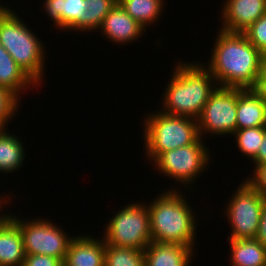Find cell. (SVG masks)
Instances as JSON below:
<instances>
[{"mask_svg":"<svg viewBox=\"0 0 266 266\" xmlns=\"http://www.w3.org/2000/svg\"><path fill=\"white\" fill-rule=\"evenodd\" d=\"M214 43L205 67L218 87L254 89L259 77L262 52L240 32L220 29Z\"/></svg>","mask_w":266,"mask_h":266,"instance_id":"cell-1","label":"cell"},{"mask_svg":"<svg viewBox=\"0 0 266 266\" xmlns=\"http://www.w3.org/2000/svg\"><path fill=\"white\" fill-rule=\"evenodd\" d=\"M252 163H254V165L266 163V132L263 141L261 143L260 149L258 151V154L256 158L252 161Z\"/></svg>","mask_w":266,"mask_h":266,"instance_id":"cell-31","label":"cell"},{"mask_svg":"<svg viewBox=\"0 0 266 266\" xmlns=\"http://www.w3.org/2000/svg\"><path fill=\"white\" fill-rule=\"evenodd\" d=\"M33 86V87H32ZM0 87L12 92L19 100L24 93L39 85L15 62L8 51L0 44Z\"/></svg>","mask_w":266,"mask_h":266,"instance_id":"cell-17","label":"cell"},{"mask_svg":"<svg viewBox=\"0 0 266 266\" xmlns=\"http://www.w3.org/2000/svg\"><path fill=\"white\" fill-rule=\"evenodd\" d=\"M6 195H7V194H5V195H0V202H1L4 198H11V195H10V196L7 195V197H6Z\"/></svg>","mask_w":266,"mask_h":266,"instance_id":"cell-34","label":"cell"},{"mask_svg":"<svg viewBox=\"0 0 266 266\" xmlns=\"http://www.w3.org/2000/svg\"><path fill=\"white\" fill-rule=\"evenodd\" d=\"M261 52L266 48V13L242 32Z\"/></svg>","mask_w":266,"mask_h":266,"instance_id":"cell-26","label":"cell"},{"mask_svg":"<svg viewBox=\"0 0 266 266\" xmlns=\"http://www.w3.org/2000/svg\"><path fill=\"white\" fill-rule=\"evenodd\" d=\"M126 205L109 219L102 237L105 244L144 251L152 242L147 203Z\"/></svg>","mask_w":266,"mask_h":266,"instance_id":"cell-6","label":"cell"},{"mask_svg":"<svg viewBox=\"0 0 266 266\" xmlns=\"http://www.w3.org/2000/svg\"><path fill=\"white\" fill-rule=\"evenodd\" d=\"M97 31L114 44L133 43L143 36L146 29L135 21L119 3L105 16Z\"/></svg>","mask_w":266,"mask_h":266,"instance_id":"cell-12","label":"cell"},{"mask_svg":"<svg viewBox=\"0 0 266 266\" xmlns=\"http://www.w3.org/2000/svg\"><path fill=\"white\" fill-rule=\"evenodd\" d=\"M205 139L201 137L191 145L182 146L176 149L161 153L152 163L160 173L169 179H175L187 191L195 187L196 179L202 172L207 171L211 156L208 146H205ZM206 169V170H205ZM196 178V179H195ZM194 181V182H193ZM194 184V185H193ZM193 185V186H191Z\"/></svg>","mask_w":266,"mask_h":266,"instance_id":"cell-7","label":"cell"},{"mask_svg":"<svg viewBox=\"0 0 266 266\" xmlns=\"http://www.w3.org/2000/svg\"><path fill=\"white\" fill-rule=\"evenodd\" d=\"M144 116V149L150 163L161 153L191 145L200 138L196 119L169 115L160 110Z\"/></svg>","mask_w":266,"mask_h":266,"instance_id":"cell-5","label":"cell"},{"mask_svg":"<svg viewBox=\"0 0 266 266\" xmlns=\"http://www.w3.org/2000/svg\"><path fill=\"white\" fill-rule=\"evenodd\" d=\"M0 2H1V1H0ZM2 4H3V3L1 2V3H0V11H1V10L12 9V8H10V7L8 8L7 6H5V4L2 6Z\"/></svg>","mask_w":266,"mask_h":266,"instance_id":"cell-33","label":"cell"},{"mask_svg":"<svg viewBox=\"0 0 266 266\" xmlns=\"http://www.w3.org/2000/svg\"><path fill=\"white\" fill-rule=\"evenodd\" d=\"M230 266H266V247L256 239H228Z\"/></svg>","mask_w":266,"mask_h":266,"instance_id":"cell-19","label":"cell"},{"mask_svg":"<svg viewBox=\"0 0 266 266\" xmlns=\"http://www.w3.org/2000/svg\"><path fill=\"white\" fill-rule=\"evenodd\" d=\"M22 266H63V262L48 255H26Z\"/></svg>","mask_w":266,"mask_h":266,"instance_id":"cell-28","label":"cell"},{"mask_svg":"<svg viewBox=\"0 0 266 266\" xmlns=\"http://www.w3.org/2000/svg\"><path fill=\"white\" fill-rule=\"evenodd\" d=\"M161 192L147 205L152 241L194 248L197 246L196 218L199 215H196L181 189L173 187Z\"/></svg>","mask_w":266,"mask_h":266,"instance_id":"cell-3","label":"cell"},{"mask_svg":"<svg viewBox=\"0 0 266 266\" xmlns=\"http://www.w3.org/2000/svg\"><path fill=\"white\" fill-rule=\"evenodd\" d=\"M266 97V57H262L257 84L254 88Z\"/></svg>","mask_w":266,"mask_h":266,"instance_id":"cell-29","label":"cell"},{"mask_svg":"<svg viewBox=\"0 0 266 266\" xmlns=\"http://www.w3.org/2000/svg\"><path fill=\"white\" fill-rule=\"evenodd\" d=\"M11 198H4L1 202H0V222L8 215L7 213L4 215V213H2L1 211L3 210L2 206H4V208L6 207L5 205L9 206L8 204H11L10 201ZM9 202V203H8Z\"/></svg>","mask_w":266,"mask_h":266,"instance_id":"cell-32","label":"cell"},{"mask_svg":"<svg viewBox=\"0 0 266 266\" xmlns=\"http://www.w3.org/2000/svg\"><path fill=\"white\" fill-rule=\"evenodd\" d=\"M87 9L80 19L68 30L79 32H94L99 29L105 16L118 3V0H85Z\"/></svg>","mask_w":266,"mask_h":266,"instance_id":"cell-21","label":"cell"},{"mask_svg":"<svg viewBox=\"0 0 266 266\" xmlns=\"http://www.w3.org/2000/svg\"><path fill=\"white\" fill-rule=\"evenodd\" d=\"M195 248L152 241L144 250L145 266H191Z\"/></svg>","mask_w":266,"mask_h":266,"instance_id":"cell-14","label":"cell"},{"mask_svg":"<svg viewBox=\"0 0 266 266\" xmlns=\"http://www.w3.org/2000/svg\"><path fill=\"white\" fill-rule=\"evenodd\" d=\"M256 240L261 242L266 247V202L261 212V218L259 222V229L257 232Z\"/></svg>","mask_w":266,"mask_h":266,"instance_id":"cell-30","label":"cell"},{"mask_svg":"<svg viewBox=\"0 0 266 266\" xmlns=\"http://www.w3.org/2000/svg\"><path fill=\"white\" fill-rule=\"evenodd\" d=\"M20 100L9 90L0 87V129H6L20 108Z\"/></svg>","mask_w":266,"mask_h":266,"instance_id":"cell-25","label":"cell"},{"mask_svg":"<svg viewBox=\"0 0 266 266\" xmlns=\"http://www.w3.org/2000/svg\"><path fill=\"white\" fill-rule=\"evenodd\" d=\"M262 57H266V48L262 51Z\"/></svg>","mask_w":266,"mask_h":266,"instance_id":"cell-36","label":"cell"},{"mask_svg":"<svg viewBox=\"0 0 266 266\" xmlns=\"http://www.w3.org/2000/svg\"><path fill=\"white\" fill-rule=\"evenodd\" d=\"M178 62L171 69L173 74L164 88L160 110L169 115L197 120L218 85L204 63Z\"/></svg>","mask_w":266,"mask_h":266,"instance_id":"cell-2","label":"cell"},{"mask_svg":"<svg viewBox=\"0 0 266 266\" xmlns=\"http://www.w3.org/2000/svg\"><path fill=\"white\" fill-rule=\"evenodd\" d=\"M25 257L19 226L7 215L0 222V266H22Z\"/></svg>","mask_w":266,"mask_h":266,"instance_id":"cell-16","label":"cell"},{"mask_svg":"<svg viewBox=\"0 0 266 266\" xmlns=\"http://www.w3.org/2000/svg\"><path fill=\"white\" fill-rule=\"evenodd\" d=\"M12 9L0 11V44L15 62L39 85L45 76V46Z\"/></svg>","mask_w":266,"mask_h":266,"instance_id":"cell-4","label":"cell"},{"mask_svg":"<svg viewBox=\"0 0 266 266\" xmlns=\"http://www.w3.org/2000/svg\"><path fill=\"white\" fill-rule=\"evenodd\" d=\"M264 128L266 129V108H265V117H264Z\"/></svg>","mask_w":266,"mask_h":266,"instance_id":"cell-35","label":"cell"},{"mask_svg":"<svg viewBox=\"0 0 266 266\" xmlns=\"http://www.w3.org/2000/svg\"><path fill=\"white\" fill-rule=\"evenodd\" d=\"M252 175L245 181L257 192L266 197V163L254 166Z\"/></svg>","mask_w":266,"mask_h":266,"instance_id":"cell-27","label":"cell"},{"mask_svg":"<svg viewBox=\"0 0 266 266\" xmlns=\"http://www.w3.org/2000/svg\"><path fill=\"white\" fill-rule=\"evenodd\" d=\"M0 129V173H12L21 169L25 161L22 139L16 134Z\"/></svg>","mask_w":266,"mask_h":266,"instance_id":"cell-20","label":"cell"},{"mask_svg":"<svg viewBox=\"0 0 266 266\" xmlns=\"http://www.w3.org/2000/svg\"><path fill=\"white\" fill-rule=\"evenodd\" d=\"M164 2V0H118L119 5L145 29L159 20L163 14Z\"/></svg>","mask_w":266,"mask_h":266,"instance_id":"cell-22","label":"cell"},{"mask_svg":"<svg viewBox=\"0 0 266 266\" xmlns=\"http://www.w3.org/2000/svg\"><path fill=\"white\" fill-rule=\"evenodd\" d=\"M91 235L75 236L68 247L63 266H105V242Z\"/></svg>","mask_w":266,"mask_h":266,"instance_id":"cell-13","label":"cell"},{"mask_svg":"<svg viewBox=\"0 0 266 266\" xmlns=\"http://www.w3.org/2000/svg\"><path fill=\"white\" fill-rule=\"evenodd\" d=\"M236 118L237 88L217 87L197 119L200 137L204 139L207 133L232 136L236 131Z\"/></svg>","mask_w":266,"mask_h":266,"instance_id":"cell-10","label":"cell"},{"mask_svg":"<svg viewBox=\"0 0 266 266\" xmlns=\"http://www.w3.org/2000/svg\"><path fill=\"white\" fill-rule=\"evenodd\" d=\"M237 187L224 208L227 222L231 226L228 239H255L266 197L245 180Z\"/></svg>","mask_w":266,"mask_h":266,"instance_id":"cell-8","label":"cell"},{"mask_svg":"<svg viewBox=\"0 0 266 266\" xmlns=\"http://www.w3.org/2000/svg\"><path fill=\"white\" fill-rule=\"evenodd\" d=\"M266 97L255 89L237 88L236 130L264 127Z\"/></svg>","mask_w":266,"mask_h":266,"instance_id":"cell-15","label":"cell"},{"mask_svg":"<svg viewBox=\"0 0 266 266\" xmlns=\"http://www.w3.org/2000/svg\"><path fill=\"white\" fill-rule=\"evenodd\" d=\"M266 129L264 127H253L246 129H238L232 135L235 137L237 149L241 154L247 156L253 161L260 149Z\"/></svg>","mask_w":266,"mask_h":266,"instance_id":"cell-24","label":"cell"},{"mask_svg":"<svg viewBox=\"0 0 266 266\" xmlns=\"http://www.w3.org/2000/svg\"><path fill=\"white\" fill-rule=\"evenodd\" d=\"M9 216L17 223L23 237L26 255H48L62 262L75 236H67L58 224L43 218L22 220L13 214Z\"/></svg>","mask_w":266,"mask_h":266,"instance_id":"cell-9","label":"cell"},{"mask_svg":"<svg viewBox=\"0 0 266 266\" xmlns=\"http://www.w3.org/2000/svg\"><path fill=\"white\" fill-rule=\"evenodd\" d=\"M220 10L221 30L245 31L266 13V0H226Z\"/></svg>","mask_w":266,"mask_h":266,"instance_id":"cell-11","label":"cell"},{"mask_svg":"<svg viewBox=\"0 0 266 266\" xmlns=\"http://www.w3.org/2000/svg\"><path fill=\"white\" fill-rule=\"evenodd\" d=\"M42 9L54 22L56 30L63 29V32L68 31L80 19L87 6L85 0H44Z\"/></svg>","mask_w":266,"mask_h":266,"instance_id":"cell-18","label":"cell"},{"mask_svg":"<svg viewBox=\"0 0 266 266\" xmlns=\"http://www.w3.org/2000/svg\"><path fill=\"white\" fill-rule=\"evenodd\" d=\"M105 266H145L144 251L105 244Z\"/></svg>","mask_w":266,"mask_h":266,"instance_id":"cell-23","label":"cell"}]
</instances>
